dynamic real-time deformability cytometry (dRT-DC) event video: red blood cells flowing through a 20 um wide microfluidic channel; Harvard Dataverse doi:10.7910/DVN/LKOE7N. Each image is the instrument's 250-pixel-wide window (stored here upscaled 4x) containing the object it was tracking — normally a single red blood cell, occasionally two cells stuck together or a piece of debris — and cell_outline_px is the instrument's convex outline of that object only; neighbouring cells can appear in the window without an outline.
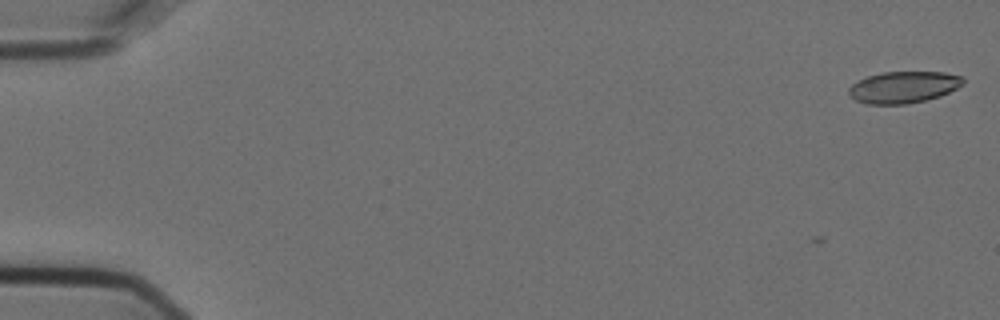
{"species": "Egyptian fruit bat (a non-hibernating species)", "species_latin": "Rousettus aegyptiacus", "temperature_condition": "cold", "stored_images_in_passage": 7, "camera_frame_rate_fps": 3000, "um_per_image_px": 0.085, "animal": {"sex": "female"}, "frame": {"image": 1, "passage_image": 2, "time_ms": 0.333, "image_size_px": [1000, 320], "cell_outline_px": [[964, 84], [940, 96], [908, 104], [868, 104], [856, 100], [848, 92], [848, 88], [852, 84], [868, 76], [884, 72], [944, 72], [964, 76]], "centroid_in_image_um": [76.83, 7.4], "position_along_channel_um": 8.2, "area_um2": 20.98}}
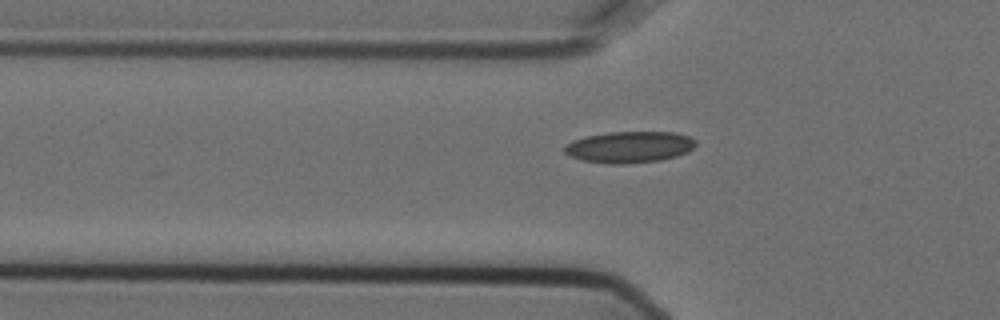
{"frame": {"image": 2, "passage_image": 7, "time_ms": 2.0, "image_size_px": [1000, 320], "cell_outline_px": [[696, 144], [688, 152], [676, 156], [660, 160], [620, 164], [608, 164], [580, 160], [564, 152], [564, 144], [572, 140], [588, 136], [608, 132], [672, 132], [688, 136], [696, 140]], "centroid_in_image_um": [53.48, 12.5], "position_along_channel_um": 72.3, "area_um2": 23.99}}